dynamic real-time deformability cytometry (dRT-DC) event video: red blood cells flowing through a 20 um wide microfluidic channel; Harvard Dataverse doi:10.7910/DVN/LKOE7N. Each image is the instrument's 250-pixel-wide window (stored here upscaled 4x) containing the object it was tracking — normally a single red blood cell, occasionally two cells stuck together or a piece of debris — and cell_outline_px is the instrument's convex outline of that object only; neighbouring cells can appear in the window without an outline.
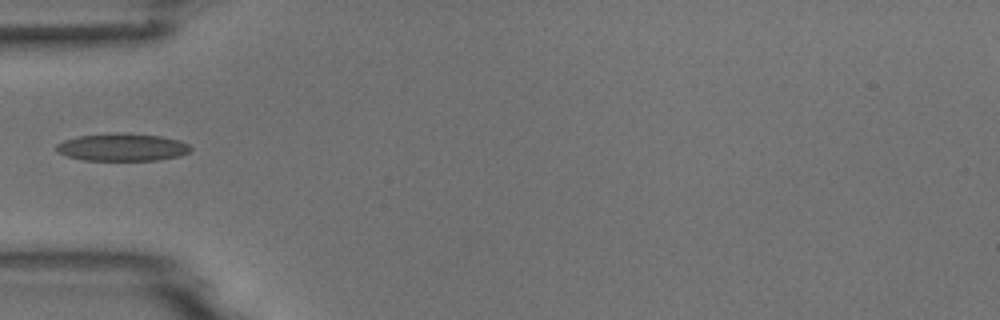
{"species": "common noctule bat (a hibernating species)", "species_latin": "Nyctalus noctula", "temperature_condition": "room temperature", "stored_images_in_passage": 1, "camera_frame_rate_fps": 3000, "um_per_image_px": 0.085, "animal": {"sex": "male", "body_mass_g": 18.8}, "frame": {"image": 1, "passage_image": 1, "time_ms": 0.0, "image_size_px": [1000, 320], "cell_outline_px": [[192, 148], [188, 152], [180, 156], [156, 160], [84, 160], [68, 156], [56, 152], [56, 144], [64, 140], [80, 136], [108, 132], [120, 132], [160, 136], [180, 140], [188, 144]], "centroid_in_image_um": [10.38, 12.5], "position_along_channel_um": 74.6, "area_um2": 21.68}}